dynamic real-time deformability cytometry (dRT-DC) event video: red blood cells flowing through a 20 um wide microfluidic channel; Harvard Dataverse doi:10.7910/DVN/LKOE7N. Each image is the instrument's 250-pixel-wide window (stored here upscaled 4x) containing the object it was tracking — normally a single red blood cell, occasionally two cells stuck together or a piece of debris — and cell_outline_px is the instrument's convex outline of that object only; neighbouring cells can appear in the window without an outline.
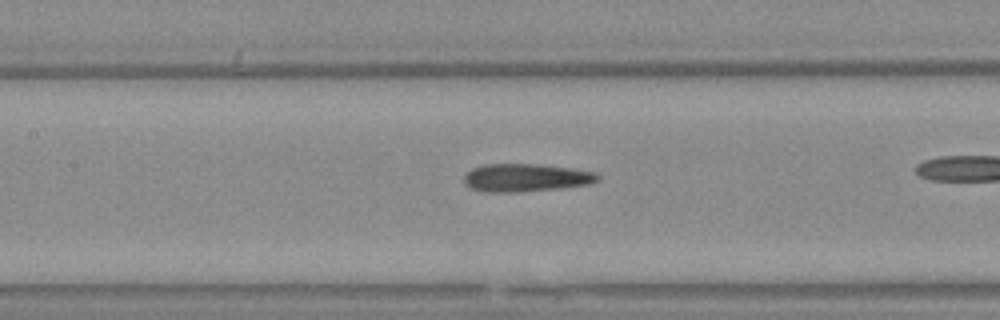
{"species": "Egyptian fruit bat (a non-hibernating species)", "species_latin": "Rousettus aegyptiacus", "temperature_condition": "warm", "stored_images_in_passage": 16, "camera_frame_rate_fps": 3000, "um_per_image_px": 0.085, "animal": {"sex": "female"}, "frame": {"image": 1, "passage_image": 7, "time_ms": 2.0, "image_size_px": [1000, 320], "cell_outline_px": [[600, 180], [588, 184], [560, 188], [524, 192], [488, 192], [472, 188], [464, 184], [464, 176], [472, 168], [484, 164], [540, 164], [596, 172], [600, 176]], "centroid_in_image_um": [44.7, 15.1], "position_along_channel_um": 162.7, "area_um2": 21.79}}